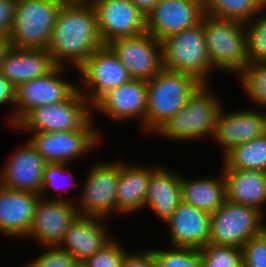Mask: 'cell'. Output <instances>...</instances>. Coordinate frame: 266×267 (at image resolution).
Segmentation results:
<instances>
[{
  "mask_svg": "<svg viewBox=\"0 0 266 267\" xmlns=\"http://www.w3.org/2000/svg\"><path fill=\"white\" fill-rule=\"evenodd\" d=\"M103 46L93 5L82 1L65 2L58 12L47 47L54 64L68 65L77 71Z\"/></svg>",
  "mask_w": 266,
  "mask_h": 267,
  "instance_id": "1",
  "label": "cell"
},
{
  "mask_svg": "<svg viewBox=\"0 0 266 267\" xmlns=\"http://www.w3.org/2000/svg\"><path fill=\"white\" fill-rule=\"evenodd\" d=\"M211 87L210 84H202L195 90L184 107L155 132L157 136L176 142H190L200 138L203 140L207 136L211 140L217 117L223 108L222 102L213 94Z\"/></svg>",
  "mask_w": 266,
  "mask_h": 267,
  "instance_id": "2",
  "label": "cell"
},
{
  "mask_svg": "<svg viewBox=\"0 0 266 267\" xmlns=\"http://www.w3.org/2000/svg\"><path fill=\"white\" fill-rule=\"evenodd\" d=\"M202 84L186 73L162 68L147 81L145 133L155 132L182 107Z\"/></svg>",
  "mask_w": 266,
  "mask_h": 267,
  "instance_id": "3",
  "label": "cell"
},
{
  "mask_svg": "<svg viewBox=\"0 0 266 267\" xmlns=\"http://www.w3.org/2000/svg\"><path fill=\"white\" fill-rule=\"evenodd\" d=\"M202 25L213 72L238 76L249 63L245 24L204 14Z\"/></svg>",
  "mask_w": 266,
  "mask_h": 267,
  "instance_id": "4",
  "label": "cell"
},
{
  "mask_svg": "<svg viewBox=\"0 0 266 267\" xmlns=\"http://www.w3.org/2000/svg\"><path fill=\"white\" fill-rule=\"evenodd\" d=\"M162 68L186 73L201 84H210L212 64L199 24L161 40Z\"/></svg>",
  "mask_w": 266,
  "mask_h": 267,
  "instance_id": "5",
  "label": "cell"
},
{
  "mask_svg": "<svg viewBox=\"0 0 266 267\" xmlns=\"http://www.w3.org/2000/svg\"><path fill=\"white\" fill-rule=\"evenodd\" d=\"M65 0H16L10 44L16 48L47 49Z\"/></svg>",
  "mask_w": 266,
  "mask_h": 267,
  "instance_id": "6",
  "label": "cell"
},
{
  "mask_svg": "<svg viewBox=\"0 0 266 267\" xmlns=\"http://www.w3.org/2000/svg\"><path fill=\"white\" fill-rule=\"evenodd\" d=\"M93 116L92 105L78 88L64 101L31 110L13 129L29 132H59L82 129Z\"/></svg>",
  "mask_w": 266,
  "mask_h": 267,
  "instance_id": "7",
  "label": "cell"
},
{
  "mask_svg": "<svg viewBox=\"0 0 266 267\" xmlns=\"http://www.w3.org/2000/svg\"><path fill=\"white\" fill-rule=\"evenodd\" d=\"M93 120L92 118L80 130L30 132L28 140L46 163L72 165L73 160L78 157L80 159L84 155L86 157L88 153L102 144L104 135L95 127L96 122Z\"/></svg>",
  "mask_w": 266,
  "mask_h": 267,
  "instance_id": "8",
  "label": "cell"
},
{
  "mask_svg": "<svg viewBox=\"0 0 266 267\" xmlns=\"http://www.w3.org/2000/svg\"><path fill=\"white\" fill-rule=\"evenodd\" d=\"M87 170L78 200L79 215L97 216L107 220L116 214V194L121 160L95 161ZM77 201V202H76Z\"/></svg>",
  "mask_w": 266,
  "mask_h": 267,
  "instance_id": "9",
  "label": "cell"
},
{
  "mask_svg": "<svg viewBox=\"0 0 266 267\" xmlns=\"http://www.w3.org/2000/svg\"><path fill=\"white\" fill-rule=\"evenodd\" d=\"M266 216L258 209L228 200L211 213L209 243L242 248L260 234Z\"/></svg>",
  "mask_w": 266,
  "mask_h": 267,
  "instance_id": "10",
  "label": "cell"
},
{
  "mask_svg": "<svg viewBox=\"0 0 266 267\" xmlns=\"http://www.w3.org/2000/svg\"><path fill=\"white\" fill-rule=\"evenodd\" d=\"M80 74L78 90L93 106L106 92L132 78L126 67L107 46L96 50L77 70Z\"/></svg>",
  "mask_w": 266,
  "mask_h": 267,
  "instance_id": "11",
  "label": "cell"
},
{
  "mask_svg": "<svg viewBox=\"0 0 266 267\" xmlns=\"http://www.w3.org/2000/svg\"><path fill=\"white\" fill-rule=\"evenodd\" d=\"M65 67L56 66L40 78L20 84L15 88L14 127L33 109L66 100L78 85L63 77Z\"/></svg>",
  "mask_w": 266,
  "mask_h": 267,
  "instance_id": "12",
  "label": "cell"
},
{
  "mask_svg": "<svg viewBox=\"0 0 266 267\" xmlns=\"http://www.w3.org/2000/svg\"><path fill=\"white\" fill-rule=\"evenodd\" d=\"M107 46L132 79L148 81L162 69L161 41L147 31L133 37L114 39Z\"/></svg>",
  "mask_w": 266,
  "mask_h": 267,
  "instance_id": "13",
  "label": "cell"
},
{
  "mask_svg": "<svg viewBox=\"0 0 266 267\" xmlns=\"http://www.w3.org/2000/svg\"><path fill=\"white\" fill-rule=\"evenodd\" d=\"M97 27L104 45L114 39L146 32V16L131 0H92Z\"/></svg>",
  "mask_w": 266,
  "mask_h": 267,
  "instance_id": "14",
  "label": "cell"
},
{
  "mask_svg": "<svg viewBox=\"0 0 266 267\" xmlns=\"http://www.w3.org/2000/svg\"><path fill=\"white\" fill-rule=\"evenodd\" d=\"M78 215L75 201L40 197L30 232L24 240H33L42 248L58 246Z\"/></svg>",
  "mask_w": 266,
  "mask_h": 267,
  "instance_id": "15",
  "label": "cell"
},
{
  "mask_svg": "<svg viewBox=\"0 0 266 267\" xmlns=\"http://www.w3.org/2000/svg\"><path fill=\"white\" fill-rule=\"evenodd\" d=\"M93 113L99 112L114 122L137 120L145 133L147 110V81L131 79L129 82L106 92L93 106Z\"/></svg>",
  "mask_w": 266,
  "mask_h": 267,
  "instance_id": "16",
  "label": "cell"
},
{
  "mask_svg": "<svg viewBox=\"0 0 266 267\" xmlns=\"http://www.w3.org/2000/svg\"><path fill=\"white\" fill-rule=\"evenodd\" d=\"M202 0H159L146 16V31L159 41L199 24Z\"/></svg>",
  "mask_w": 266,
  "mask_h": 267,
  "instance_id": "17",
  "label": "cell"
},
{
  "mask_svg": "<svg viewBox=\"0 0 266 267\" xmlns=\"http://www.w3.org/2000/svg\"><path fill=\"white\" fill-rule=\"evenodd\" d=\"M21 145L13 150L6 163L2 164L0 185L39 194L46 162L29 140L26 139Z\"/></svg>",
  "mask_w": 266,
  "mask_h": 267,
  "instance_id": "18",
  "label": "cell"
},
{
  "mask_svg": "<svg viewBox=\"0 0 266 267\" xmlns=\"http://www.w3.org/2000/svg\"><path fill=\"white\" fill-rule=\"evenodd\" d=\"M221 109L212 139L223 149V156L235 146L253 140L266 133L264 119L257 109Z\"/></svg>",
  "mask_w": 266,
  "mask_h": 267,
  "instance_id": "19",
  "label": "cell"
},
{
  "mask_svg": "<svg viewBox=\"0 0 266 267\" xmlns=\"http://www.w3.org/2000/svg\"><path fill=\"white\" fill-rule=\"evenodd\" d=\"M211 214L182 200L165 223L169 246L201 249L209 243Z\"/></svg>",
  "mask_w": 266,
  "mask_h": 267,
  "instance_id": "20",
  "label": "cell"
},
{
  "mask_svg": "<svg viewBox=\"0 0 266 267\" xmlns=\"http://www.w3.org/2000/svg\"><path fill=\"white\" fill-rule=\"evenodd\" d=\"M104 220L107 221L97 216L78 215L58 247L71 254L78 263L84 262L114 238Z\"/></svg>",
  "mask_w": 266,
  "mask_h": 267,
  "instance_id": "21",
  "label": "cell"
},
{
  "mask_svg": "<svg viewBox=\"0 0 266 267\" xmlns=\"http://www.w3.org/2000/svg\"><path fill=\"white\" fill-rule=\"evenodd\" d=\"M39 199V194L13 190L0 185L1 235L24 240L30 232Z\"/></svg>",
  "mask_w": 266,
  "mask_h": 267,
  "instance_id": "22",
  "label": "cell"
},
{
  "mask_svg": "<svg viewBox=\"0 0 266 267\" xmlns=\"http://www.w3.org/2000/svg\"><path fill=\"white\" fill-rule=\"evenodd\" d=\"M56 65L47 49L11 47L2 62L0 73L14 88L45 76Z\"/></svg>",
  "mask_w": 266,
  "mask_h": 267,
  "instance_id": "23",
  "label": "cell"
},
{
  "mask_svg": "<svg viewBox=\"0 0 266 267\" xmlns=\"http://www.w3.org/2000/svg\"><path fill=\"white\" fill-rule=\"evenodd\" d=\"M158 167V165L146 167L140 164H130L121 160L116 194V214L133 215L144 210L150 177Z\"/></svg>",
  "mask_w": 266,
  "mask_h": 267,
  "instance_id": "24",
  "label": "cell"
},
{
  "mask_svg": "<svg viewBox=\"0 0 266 267\" xmlns=\"http://www.w3.org/2000/svg\"><path fill=\"white\" fill-rule=\"evenodd\" d=\"M226 200L254 207L266 216V172L257 169H221Z\"/></svg>",
  "mask_w": 266,
  "mask_h": 267,
  "instance_id": "25",
  "label": "cell"
},
{
  "mask_svg": "<svg viewBox=\"0 0 266 267\" xmlns=\"http://www.w3.org/2000/svg\"><path fill=\"white\" fill-rule=\"evenodd\" d=\"M179 172L159 165L150 177L144 208L152 210L164 224L181 201L182 173Z\"/></svg>",
  "mask_w": 266,
  "mask_h": 267,
  "instance_id": "26",
  "label": "cell"
},
{
  "mask_svg": "<svg viewBox=\"0 0 266 267\" xmlns=\"http://www.w3.org/2000/svg\"><path fill=\"white\" fill-rule=\"evenodd\" d=\"M181 174V200L208 213L217 211L226 201L223 172L219 176L189 179Z\"/></svg>",
  "mask_w": 266,
  "mask_h": 267,
  "instance_id": "27",
  "label": "cell"
},
{
  "mask_svg": "<svg viewBox=\"0 0 266 267\" xmlns=\"http://www.w3.org/2000/svg\"><path fill=\"white\" fill-rule=\"evenodd\" d=\"M221 169H257L266 172V133L235 146L223 156Z\"/></svg>",
  "mask_w": 266,
  "mask_h": 267,
  "instance_id": "28",
  "label": "cell"
},
{
  "mask_svg": "<svg viewBox=\"0 0 266 267\" xmlns=\"http://www.w3.org/2000/svg\"><path fill=\"white\" fill-rule=\"evenodd\" d=\"M205 14L247 23L265 7L266 0H202Z\"/></svg>",
  "mask_w": 266,
  "mask_h": 267,
  "instance_id": "29",
  "label": "cell"
},
{
  "mask_svg": "<svg viewBox=\"0 0 266 267\" xmlns=\"http://www.w3.org/2000/svg\"><path fill=\"white\" fill-rule=\"evenodd\" d=\"M70 166L71 165H68L66 163H46L42 177V189L39 193V196L48 199L47 191L50 193L53 189V191L57 190L58 196H49V199H61L74 202V200H71L69 196L67 197L66 195V198L62 196L64 193L68 194L70 187L73 188L77 186L76 179L73 180V177H71L73 173H70ZM66 180L69 182H67Z\"/></svg>",
  "mask_w": 266,
  "mask_h": 267,
  "instance_id": "30",
  "label": "cell"
},
{
  "mask_svg": "<svg viewBox=\"0 0 266 267\" xmlns=\"http://www.w3.org/2000/svg\"><path fill=\"white\" fill-rule=\"evenodd\" d=\"M238 78L246 97L256 108L266 104V62H249Z\"/></svg>",
  "mask_w": 266,
  "mask_h": 267,
  "instance_id": "31",
  "label": "cell"
},
{
  "mask_svg": "<svg viewBox=\"0 0 266 267\" xmlns=\"http://www.w3.org/2000/svg\"><path fill=\"white\" fill-rule=\"evenodd\" d=\"M249 62H266V7L245 23Z\"/></svg>",
  "mask_w": 266,
  "mask_h": 267,
  "instance_id": "32",
  "label": "cell"
},
{
  "mask_svg": "<svg viewBox=\"0 0 266 267\" xmlns=\"http://www.w3.org/2000/svg\"><path fill=\"white\" fill-rule=\"evenodd\" d=\"M156 267H202L200 250L191 247L151 248Z\"/></svg>",
  "mask_w": 266,
  "mask_h": 267,
  "instance_id": "33",
  "label": "cell"
},
{
  "mask_svg": "<svg viewBox=\"0 0 266 267\" xmlns=\"http://www.w3.org/2000/svg\"><path fill=\"white\" fill-rule=\"evenodd\" d=\"M200 250L202 267H240L242 248L208 243Z\"/></svg>",
  "mask_w": 266,
  "mask_h": 267,
  "instance_id": "34",
  "label": "cell"
},
{
  "mask_svg": "<svg viewBox=\"0 0 266 267\" xmlns=\"http://www.w3.org/2000/svg\"><path fill=\"white\" fill-rule=\"evenodd\" d=\"M121 243L117 238H113L82 263L85 267H121L124 256L128 252Z\"/></svg>",
  "mask_w": 266,
  "mask_h": 267,
  "instance_id": "35",
  "label": "cell"
},
{
  "mask_svg": "<svg viewBox=\"0 0 266 267\" xmlns=\"http://www.w3.org/2000/svg\"><path fill=\"white\" fill-rule=\"evenodd\" d=\"M45 250L41 252L33 260L28 261L24 267H75L78 263L76 259L67 251L62 250L58 246H45Z\"/></svg>",
  "mask_w": 266,
  "mask_h": 267,
  "instance_id": "36",
  "label": "cell"
},
{
  "mask_svg": "<svg viewBox=\"0 0 266 267\" xmlns=\"http://www.w3.org/2000/svg\"><path fill=\"white\" fill-rule=\"evenodd\" d=\"M242 259L245 267H266V241L260 234L244 244Z\"/></svg>",
  "mask_w": 266,
  "mask_h": 267,
  "instance_id": "37",
  "label": "cell"
},
{
  "mask_svg": "<svg viewBox=\"0 0 266 267\" xmlns=\"http://www.w3.org/2000/svg\"><path fill=\"white\" fill-rule=\"evenodd\" d=\"M121 267H156V261L152 250L127 252L121 263Z\"/></svg>",
  "mask_w": 266,
  "mask_h": 267,
  "instance_id": "38",
  "label": "cell"
},
{
  "mask_svg": "<svg viewBox=\"0 0 266 267\" xmlns=\"http://www.w3.org/2000/svg\"><path fill=\"white\" fill-rule=\"evenodd\" d=\"M16 0H0V38H9Z\"/></svg>",
  "mask_w": 266,
  "mask_h": 267,
  "instance_id": "39",
  "label": "cell"
},
{
  "mask_svg": "<svg viewBox=\"0 0 266 267\" xmlns=\"http://www.w3.org/2000/svg\"><path fill=\"white\" fill-rule=\"evenodd\" d=\"M11 104L12 109L9 116L6 118V123L11 128H14V108H15V88L11 83L0 73V107L1 105Z\"/></svg>",
  "mask_w": 266,
  "mask_h": 267,
  "instance_id": "40",
  "label": "cell"
},
{
  "mask_svg": "<svg viewBox=\"0 0 266 267\" xmlns=\"http://www.w3.org/2000/svg\"><path fill=\"white\" fill-rule=\"evenodd\" d=\"M136 7L147 16L159 0H131Z\"/></svg>",
  "mask_w": 266,
  "mask_h": 267,
  "instance_id": "41",
  "label": "cell"
},
{
  "mask_svg": "<svg viewBox=\"0 0 266 267\" xmlns=\"http://www.w3.org/2000/svg\"><path fill=\"white\" fill-rule=\"evenodd\" d=\"M11 47L12 45L10 44L9 38H0V69L6 54Z\"/></svg>",
  "mask_w": 266,
  "mask_h": 267,
  "instance_id": "42",
  "label": "cell"
},
{
  "mask_svg": "<svg viewBox=\"0 0 266 267\" xmlns=\"http://www.w3.org/2000/svg\"><path fill=\"white\" fill-rule=\"evenodd\" d=\"M260 235L266 241V218H264L262 221L261 228H260Z\"/></svg>",
  "mask_w": 266,
  "mask_h": 267,
  "instance_id": "43",
  "label": "cell"
},
{
  "mask_svg": "<svg viewBox=\"0 0 266 267\" xmlns=\"http://www.w3.org/2000/svg\"><path fill=\"white\" fill-rule=\"evenodd\" d=\"M262 108H263V110H262ZM264 108H266V104H264L263 106L259 107V109L262 110V111L260 110V112H261L262 117L264 119L265 129H266V109L264 110Z\"/></svg>",
  "mask_w": 266,
  "mask_h": 267,
  "instance_id": "44",
  "label": "cell"
},
{
  "mask_svg": "<svg viewBox=\"0 0 266 267\" xmlns=\"http://www.w3.org/2000/svg\"><path fill=\"white\" fill-rule=\"evenodd\" d=\"M75 267H85L83 263H77Z\"/></svg>",
  "mask_w": 266,
  "mask_h": 267,
  "instance_id": "45",
  "label": "cell"
},
{
  "mask_svg": "<svg viewBox=\"0 0 266 267\" xmlns=\"http://www.w3.org/2000/svg\"><path fill=\"white\" fill-rule=\"evenodd\" d=\"M66 2H72V1H82V0H65Z\"/></svg>",
  "mask_w": 266,
  "mask_h": 267,
  "instance_id": "46",
  "label": "cell"
},
{
  "mask_svg": "<svg viewBox=\"0 0 266 267\" xmlns=\"http://www.w3.org/2000/svg\"><path fill=\"white\" fill-rule=\"evenodd\" d=\"M92 0H82V2H91Z\"/></svg>",
  "mask_w": 266,
  "mask_h": 267,
  "instance_id": "47",
  "label": "cell"
}]
</instances>
